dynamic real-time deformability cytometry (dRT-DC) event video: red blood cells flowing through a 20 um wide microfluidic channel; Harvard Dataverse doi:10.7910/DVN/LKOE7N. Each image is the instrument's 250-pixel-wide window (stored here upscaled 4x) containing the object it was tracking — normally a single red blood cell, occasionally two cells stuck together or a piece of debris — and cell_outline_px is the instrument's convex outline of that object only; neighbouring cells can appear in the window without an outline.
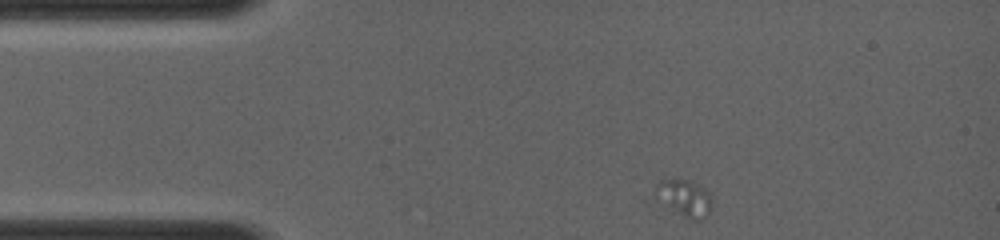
{"species": "common noctule bat (a hibernating species)", "species_latin": "Nyctalus noctula", "temperature_condition": "room temperature", "stored_images_in_passage": 19, "camera_frame_rate_fps": 4000, "um_per_image_px": 0.085, "animal": {"sex": "female", "body_mass_g": 19.0, "forearm_length_mm": 56.7}, "frame": {"image": 1, "passage_image": 1, "time_ms": 0.0, "image_size_px": [1000, 240], "cell_outline_px": [[712, 200], [708, 212], [700, 220], [692, 220], [684, 216], [672, 208], [656, 196], [656, 184], [660, 180], [692, 180], [700, 184], [712, 196]], "centroid_in_image_um": [58.23, 16.79], "position_along_channel_um": 26.8, "area_um2": 11.62}}